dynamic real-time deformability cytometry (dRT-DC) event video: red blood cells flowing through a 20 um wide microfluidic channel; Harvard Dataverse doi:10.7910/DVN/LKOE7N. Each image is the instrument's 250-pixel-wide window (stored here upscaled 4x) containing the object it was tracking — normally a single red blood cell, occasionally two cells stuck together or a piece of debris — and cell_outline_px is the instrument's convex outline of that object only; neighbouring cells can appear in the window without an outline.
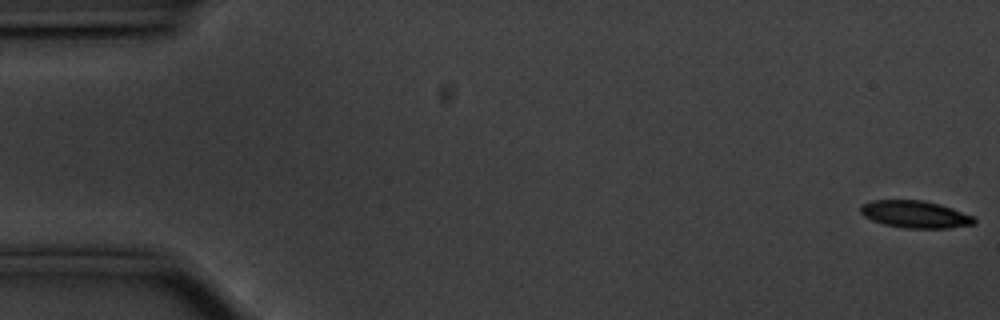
{"species": "common noctule bat (a hibernating species)", "species_latin": "Nyctalus noctula", "temperature_condition": "cold", "stored_images_in_passage": 56, "camera_frame_rate_fps": 3000, "um_per_image_px": 0.085, "animal": {"sex": "male", "body_mass_g": 20.1, "forearm_length_mm": 53.5}, "frame": {"image": 1, "passage_image": 1, "time_ms": 0.0, "image_size_px": [1000, 320], "cell_outline_px": [[976, 224], [948, 228], [904, 228], [884, 224], [872, 220], [864, 216], [860, 212], [860, 204], [872, 200], [924, 200], [940, 204], [952, 208], [972, 216], [976, 220]], "centroid_in_image_um": [77.77, 18.21], "position_along_channel_um": 7.2, "area_um2": 18.09}}
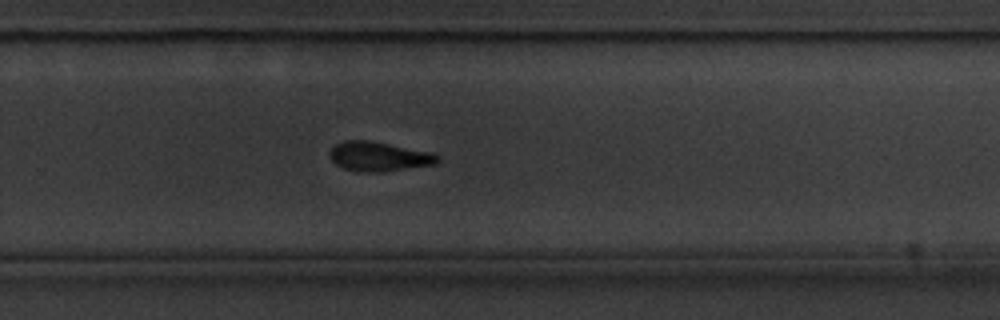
{"frame": {"image": 2, "passage_image": 37, "time_ms": 12.0, "image_size_px": [1000, 320], "cell_outline_px": [[440, 160], [436, 164], [384, 172], [360, 172], [344, 168], [336, 164], [328, 156], [328, 152], [336, 144], [344, 140], [368, 140], [436, 152], [440, 156]], "centroid_in_image_um": [32.25, 13.3], "position_along_channel_um": 297.5, "area_um2": 18.9}}
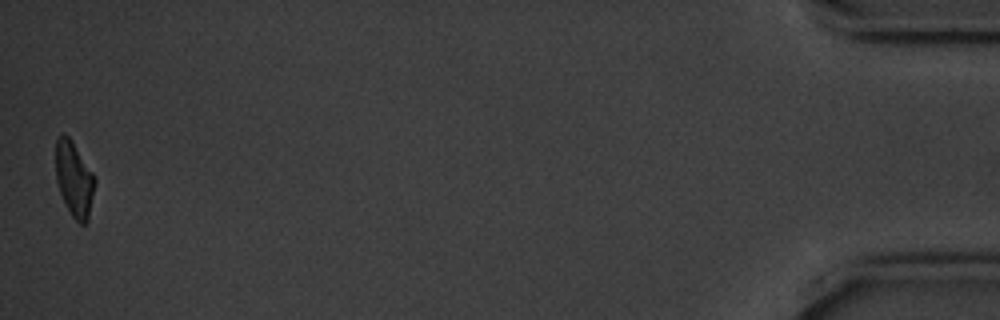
{"frame": {"image": 3, "passage_image": 56, "time_ms": 18.333, "image_size_px": [1000, 320], "cell_outline_px": [[96, 180], [88, 220], [84, 224], [80, 224], [72, 216], [60, 192], [56, 180], [56, 140], [64, 132], [72, 140], [96, 176]], "centroid_in_image_um": [6.32, 15.2], "position_along_channel_um": 428.9, "area_um2": 17.11}, "authors_computed_cell_mechanics": {"area_um2": 18.9873, "velocity_mm_per_s": 3.5471, "shape_relaxation_time_tau1_ms": 2.579, "shape_relaxation_time_tau2_ms": null, "deformation_change_tau1": 0.1405, "deformation_change_tau2": null}}